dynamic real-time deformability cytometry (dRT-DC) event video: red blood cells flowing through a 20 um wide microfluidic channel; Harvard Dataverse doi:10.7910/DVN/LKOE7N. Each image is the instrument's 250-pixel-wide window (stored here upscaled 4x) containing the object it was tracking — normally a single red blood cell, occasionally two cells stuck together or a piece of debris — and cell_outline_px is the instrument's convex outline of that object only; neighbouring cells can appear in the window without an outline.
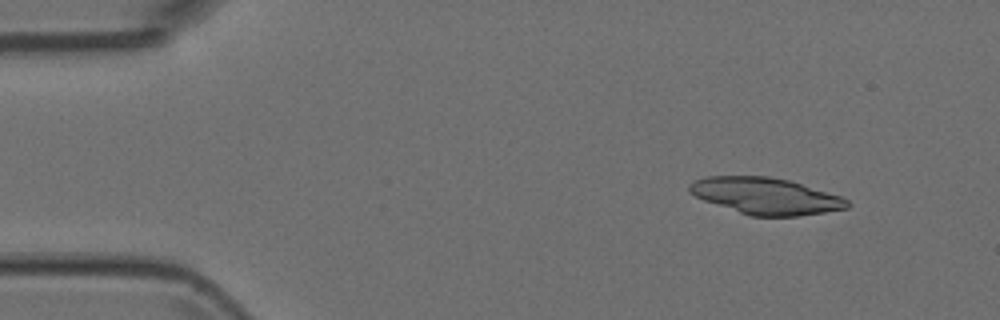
{"species": "Egyptian fruit bat (a non-hibernating species)", "species_latin": "Rousettus aegyptiacus", "temperature_condition": "room temperature", "stored_images_in_passage": 3, "camera_frame_rate_fps": 3000, "um_per_image_px": 0.085, "animal": {"sex": "female"}, "frame": {"image": 1, "passage_image": 1, "time_ms": 0.0, "image_size_px": [1000, 320], "cell_outline_px": [[852, 204], [848, 208], [824, 212], [796, 216], [748, 216], [704, 200], [688, 192], [688, 184], [704, 176], [768, 176], [788, 180], [840, 196], [848, 200]], "centroid_in_image_um": [65.06, 16.66], "position_along_channel_um": 19.9, "area_um2": 33.52}}